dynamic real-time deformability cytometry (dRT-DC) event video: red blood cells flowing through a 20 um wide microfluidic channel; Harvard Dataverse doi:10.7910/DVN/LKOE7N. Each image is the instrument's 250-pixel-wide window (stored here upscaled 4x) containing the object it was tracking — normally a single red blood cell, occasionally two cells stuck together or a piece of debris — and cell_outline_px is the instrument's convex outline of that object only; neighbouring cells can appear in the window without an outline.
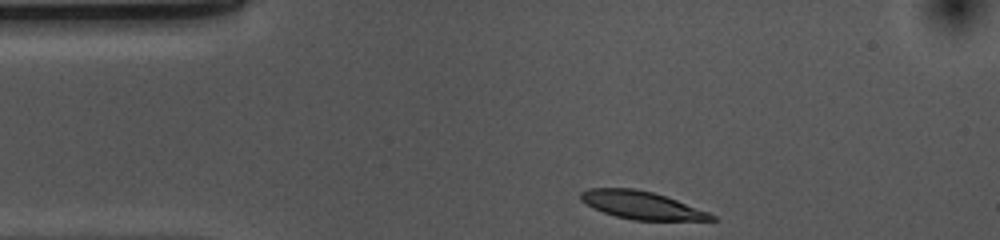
{"species": "common noctule bat (a hibernating species)", "species_latin": "Nyctalus noctula", "temperature_condition": "cold", "stored_images_in_passage": 33, "camera_frame_rate_fps": 3000, "um_per_image_px": 0.085, "animal": {"sex": "female", "body_mass_g": 10.0, "forearm_length_mm": 53.1}, "frame": {"image": 1, "passage_image": 1, "time_ms": 0.0, "image_size_px": [1000, 240], "cell_outline_px": [[716, 220], [632, 220], [616, 216], [604, 212], [580, 200], [580, 192], [588, 188], [632, 188], [652, 192], [676, 200], [708, 212], [716, 216]], "centroid_in_image_um": [54.52, 17.44], "position_along_channel_um": 30.5, "area_um2": 20.81}}
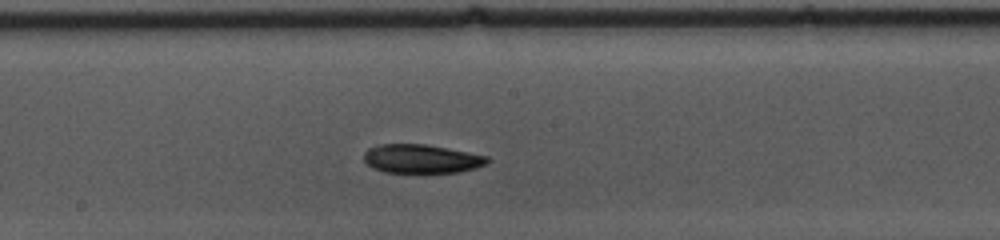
{"frame": {"image": 2, "passage_image": 19, "time_ms": 6.0, "image_size_px": [1000, 240], "cell_outline_px": [[492, 160], [488, 164], [476, 168], [460, 172], [420, 176], [384, 172], [372, 168], [364, 160], [364, 152], [368, 148], [380, 144], [424, 144], [448, 148], [488, 156]], "centroid_in_image_um": [35.85, 13.56], "position_along_channel_um": 212.3, "area_um2": 21.91}}
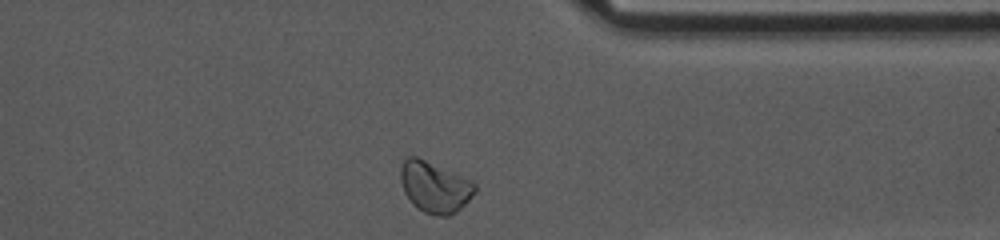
{"frame": {"image": 3, "passage_image": 33, "time_ms": 10.667, "image_size_px": [1000, 240], "cell_outline_px": [[476, 192], [456, 212], [448, 216], [436, 216], [424, 212], [416, 208], [412, 204], [404, 192], [400, 180], [400, 168], [404, 160], [408, 156], [416, 156], [472, 180], [476, 184]], "centroid_in_image_um": [36.94, 15.9], "position_along_channel_um": 374.5, "area_um2": 22.2}, "authors_computed_cell_mechanics": {"area_um2": 21.386, "velocity_mm_per_s": 3.6449, "shape_relaxation_time_tau1_ms": 6.4232, "shape_relaxation_time_tau2_ms": null, "deformation_change_tau1": 0.1217, "deformation_change_tau2": null}}